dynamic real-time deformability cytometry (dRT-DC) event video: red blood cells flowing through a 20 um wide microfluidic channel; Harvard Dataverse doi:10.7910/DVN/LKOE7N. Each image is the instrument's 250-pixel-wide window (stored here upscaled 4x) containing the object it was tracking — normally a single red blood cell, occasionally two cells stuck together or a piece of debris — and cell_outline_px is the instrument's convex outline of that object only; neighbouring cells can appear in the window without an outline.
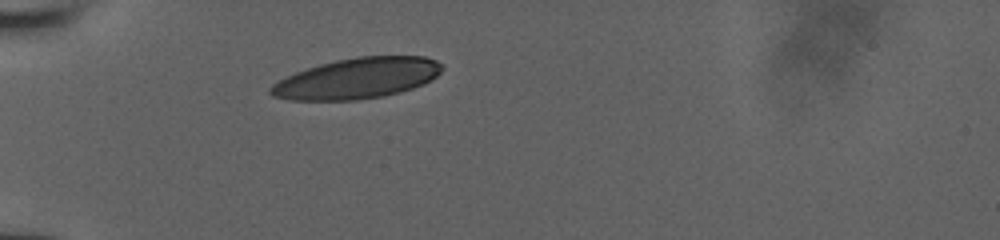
{"species": "human", "species_latin": "Homo sapiens", "temperature_condition": "room temperature", "stored_images_in_passage": 31, "camera_frame_rate_fps": 3000, "um_per_image_px": 0.085, "donor": {"sex": "male"}, "frame": {"image": 1, "passage_image": 1, "time_ms": 0.0, "image_size_px": [1000, 240], "cell_outline_px": [[444, 68], [432, 80], [424, 84], [400, 92], [384, 96], [356, 100], [288, 100], [272, 96], [268, 92], [268, 88], [272, 84], [296, 72], [320, 64], [336, 60], [356, 56], [424, 56], [436, 60]], "centroid_in_image_um": [30.36, 6.66], "position_along_channel_um": 54.6, "area_um2": 40.69}}
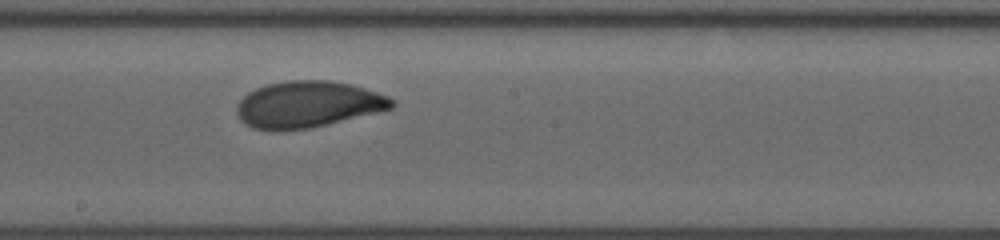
{"frame": {"image": 2, "passage_image": 20, "time_ms": 4.667, "image_size_px": [1000, 240], "cell_outline_px": [[396, 104], [392, 108], [380, 112], [308, 128], [272, 132], [252, 128], [244, 124], [240, 120], [236, 112], [236, 104], [248, 92], [256, 88], [268, 84], [288, 80], [328, 80], [352, 84], [388, 96], [396, 100]], "centroid_in_image_um": [26.15, 8.88], "position_along_channel_um": 222.0, "area_um2": 42.37}}
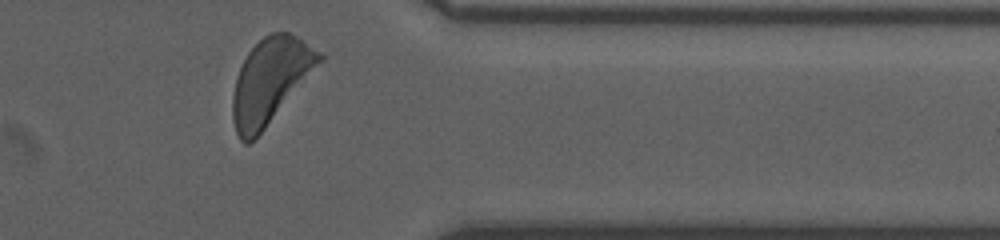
{"frame": {"image": 3, "passage_image": 30, "time_ms": 9.0, "image_size_px": [1000, 240], "cell_outline_px": [[324, 60], [264, 128], [248, 144], [244, 144], [240, 140], [236, 132], [232, 120], [232, 96], [236, 80], [240, 68], [248, 52], [264, 36], [272, 32], [288, 32], [296, 36], [320, 52], [324, 56]], "centroid_in_image_um": [22.97, 6.86], "position_along_channel_um": 388.4, "area_um2": 42.25}}